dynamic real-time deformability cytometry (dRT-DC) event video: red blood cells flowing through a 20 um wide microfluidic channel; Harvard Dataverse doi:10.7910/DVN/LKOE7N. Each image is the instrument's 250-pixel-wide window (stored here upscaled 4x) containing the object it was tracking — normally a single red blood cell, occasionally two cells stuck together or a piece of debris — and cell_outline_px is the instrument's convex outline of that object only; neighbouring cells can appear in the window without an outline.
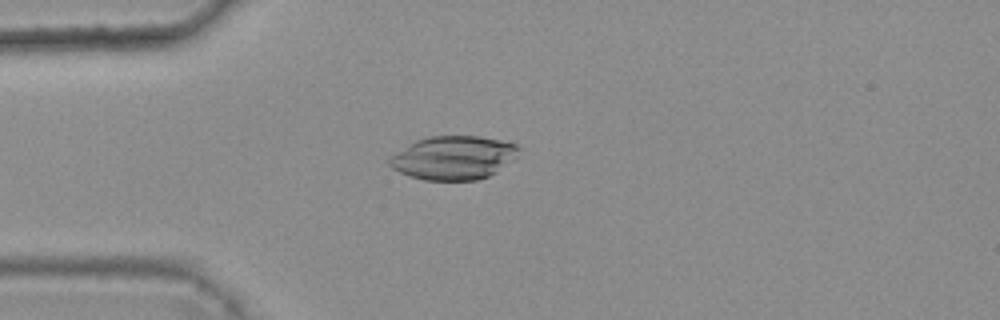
{"species": "common noctule bat (a hibernating species)", "species_latin": "Nyctalus noctula", "temperature_condition": "warm", "stored_images_in_passage": 48, "camera_frame_rate_fps": 3000, "um_per_image_px": 0.085, "animal": {"sex": "female", "body_mass_g": 25.1}, "frame": {"image": 1, "passage_image": 15, "time_ms": 4.667, "image_size_px": [1000, 320], "cell_outline_px": [[520, 148], [516, 156], [496, 172], [488, 176], [476, 180], [424, 180], [408, 176], [392, 168], [388, 164], [388, 160], [392, 156], [416, 140], [428, 136], [480, 136], [500, 140], [516, 144]], "centroid_in_image_um": [38.54, 13.41], "position_along_channel_um": 46.5, "area_um2": 32.6}}
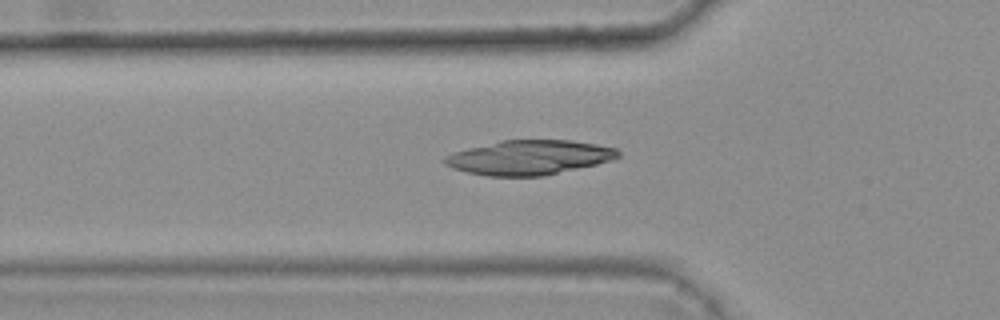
{"frame": {"image": 2, "passage_image": 19, "time_ms": 6.0, "image_size_px": [1000, 320], "cell_outline_px": [[620, 156], [612, 160], [596, 164], [544, 176], [488, 176], [468, 172], [452, 168], [444, 164], [440, 160], [444, 156], [468, 148], [500, 140], [572, 140], [596, 144], [616, 148], [620, 152]], "centroid_in_image_um": [44.97, 13.38], "position_along_channel_um": 80.8, "area_um2": 34.91}}
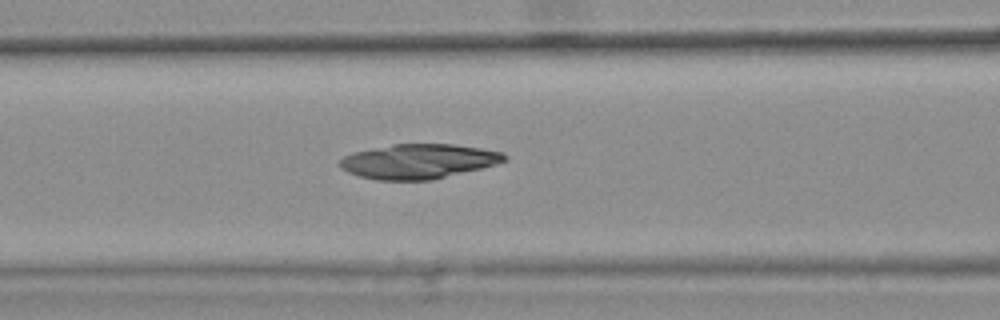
{"frame": {"image": 3, "passage_image": 23, "time_ms": 7.333, "image_size_px": [1000, 320], "cell_outline_px": [[508, 160], [496, 164], [432, 180], [376, 180], [360, 176], [348, 172], [340, 168], [336, 164], [344, 156], [352, 152], [392, 144], [452, 144], [480, 148], [504, 152], [508, 156]], "centroid_in_image_um": [35.55, 13.71], "position_along_channel_um": 131.1, "area_um2": 33.35}}